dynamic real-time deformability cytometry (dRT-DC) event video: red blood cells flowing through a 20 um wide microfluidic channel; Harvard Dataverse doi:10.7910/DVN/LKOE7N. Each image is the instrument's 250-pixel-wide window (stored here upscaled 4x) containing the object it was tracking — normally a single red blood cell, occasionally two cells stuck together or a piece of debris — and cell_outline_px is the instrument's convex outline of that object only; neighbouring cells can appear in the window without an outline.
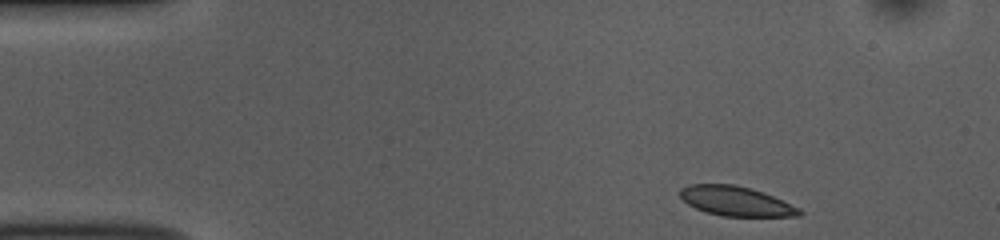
{"species": "common noctule bat (a hibernating species)", "species_latin": "Nyctalus noctula", "temperature_condition": "room temperature", "stored_images_in_passage": 46, "camera_frame_rate_fps": 3000, "um_per_image_px": 0.085, "animal": {"sex": "female", "body_mass_g": 10.0, "forearm_length_mm": 53.1}, "frame": {"image": 1, "passage_image": 1, "time_ms": 0.0, "image_size_px": [1000, 240], "cell_outline_px": [[804, 212], [800, 216], [724, 216], [704, 212], [688, 204], [680, 196], [680, 188], [688, 184], [732, 184], [752, 188], [764, 192], [800, 208]], "centroid_in_image_um": [62.56, 17.09], "position_along_channel_um": 22.4, "area_um2": 20.63}}
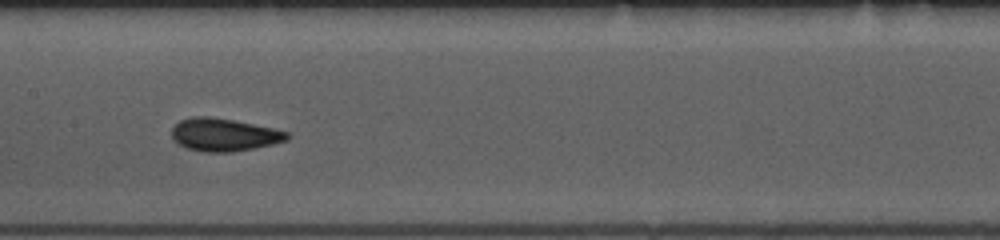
{"frame": {"image": 2, "passage_image": 20, "time_ms": 6.333, "image_size_px": [1000, 240], "cell_outline_px": [[292, 136], [288, 140], [256, 148], [232, 152], [204, 152], [188, 148], [172, 140], [172, 128], [180, 120], [192, 116], [208, 116], [232, 120], [272, 128], [288, 132]], "centroid_in_image_um": [19.05, 11.46], "position_along_channel_um": 188.4, "area_um2": 22.02}}
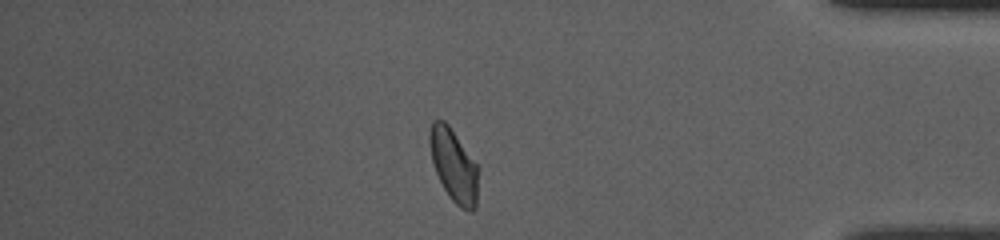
{"frame": {"image": 3, "passage_image": 39, "time_ms": 12.667, "image_size_px": [1000, 240], "cell_outline_px": [[480, 168], [476, 208], [472, 212], [468, 212], [460, 208], [448, 196], [436, 172], [432, 160], [428, 144], [428, 136], [432, 120], [444, 120], [448, 124]], "centroid_in_image_um": [38.59, 14.09], "position_along_channel_um": 396.6, "area_um2": 21.04}, "authors_computed_cell_mechanics": {"area_um2": 21.0681, "velocity_mm_per_s": 3.8013, "shape_relaxation_time_tau1_ms": 3.6238, "shape_relaxation_time_tau2_ms": 0.988, "deformation_change_tau1": 0.1015, "deformation_change_tau2": 0.0459}}